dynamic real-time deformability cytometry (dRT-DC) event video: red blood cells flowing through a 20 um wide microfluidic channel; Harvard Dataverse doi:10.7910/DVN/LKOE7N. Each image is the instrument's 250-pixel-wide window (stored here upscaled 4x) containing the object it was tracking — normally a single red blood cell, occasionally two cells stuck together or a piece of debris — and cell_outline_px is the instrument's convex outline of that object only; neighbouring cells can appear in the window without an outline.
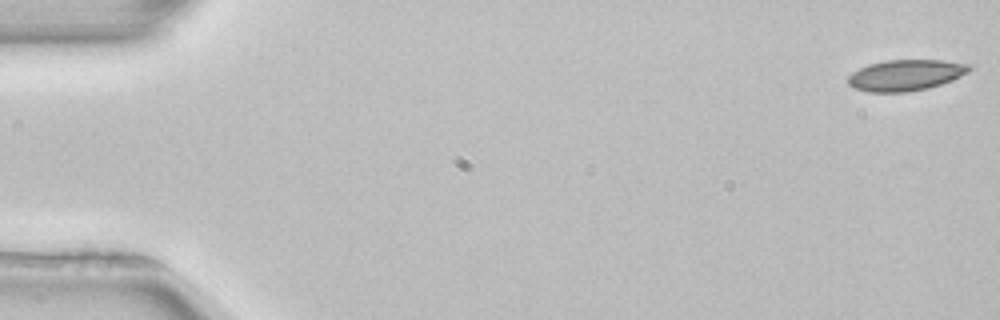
{"species": "common noctule bat (a hibernating species)", "species_latin": "Nyctalus noctula", "temperature_condition": "room temperature", "stored_images_in_passage": 52, "camera_frame_rate_fps": 3000, "um_per_image_px": 0.085, "animal": {"sex": "female", "body_mass_g": 22.7, "forearm_length_mm": 54.2}, "frame": {"image": 1, "passage_image": 1, "time_ms": 0.0, "image_size_px": [1000, 320], "cell_outline_px": [[972, 68], [968, 72], [952, 80], [928, 88], [908, 92], [868, 92], [852, 88], [848, 84], [848, 76], [852, 72], [868, 64], [884, 60], [940, 60], [972, 64]], "centroid_in_image_um": [76.96, 6.39], "position_along_channel_um": 8.0, "area_um2": 22.08}}
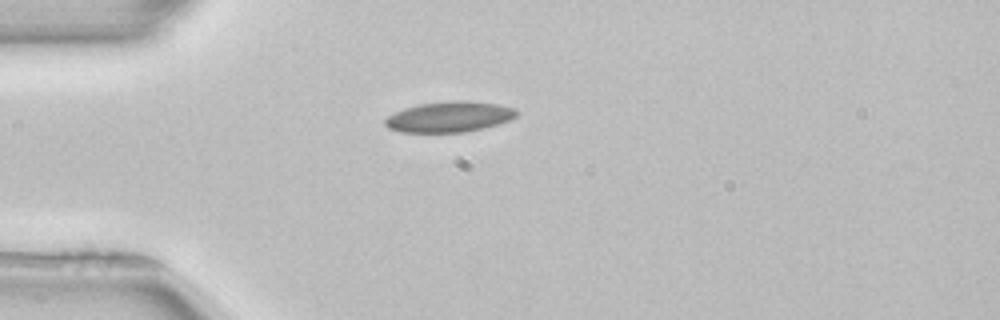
{"frame": {"image": 2, "passage_image": 14, "time_ms": 4.333, "image_size_px": [1000, 320], "cell_outline_px": [[520, 112], [516, 116], [508, 120], [484, 128], [464, 132], [400, 132], [388, 128], [384, 124], [384, 120], [388, 116], [404, 108], [420, 104], [452, 100], [468, 100], [496, 104], [516, 108]], "centroid_in_image_um": [38.2, 9.92], "position_along_channel_um": 46.8, "area_um2": 23.47}}
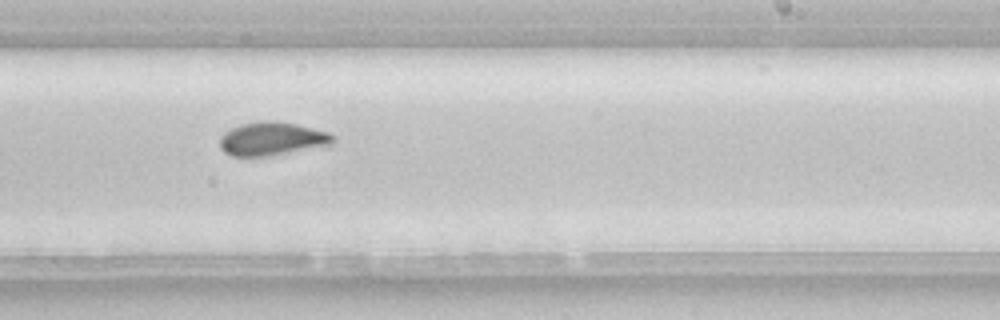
{"frame": {"image": 3, "passage_image": 32, "time_ms": 10.333, "image_size_px": [1000, 320], "cell_outline_px": [[336, 140], [332, 144], [272, 156], [232, 156], [224, 152], [220, 148], [220, 136], [224, 132], [240, 124], [260, 120], [276, 120], [296, 124], [328, 132], [336, 136]], "centroid_in_image_um": [23.12, 11.79], "position_along_channel_um": 265.9, "area_um2": 22.31}, "authors_computed_cell_mechanics": {"area_um2": 22.3108, "velocity_mm_per_s": 3.9375, "shape_relaxation_time_tau1_ms": 11.0752, "shape_relaxation_time_tau2_ms": 2.1436, "deformation_change_tau1": 0.2051, "deformation_change_tau2": 0.0542}}